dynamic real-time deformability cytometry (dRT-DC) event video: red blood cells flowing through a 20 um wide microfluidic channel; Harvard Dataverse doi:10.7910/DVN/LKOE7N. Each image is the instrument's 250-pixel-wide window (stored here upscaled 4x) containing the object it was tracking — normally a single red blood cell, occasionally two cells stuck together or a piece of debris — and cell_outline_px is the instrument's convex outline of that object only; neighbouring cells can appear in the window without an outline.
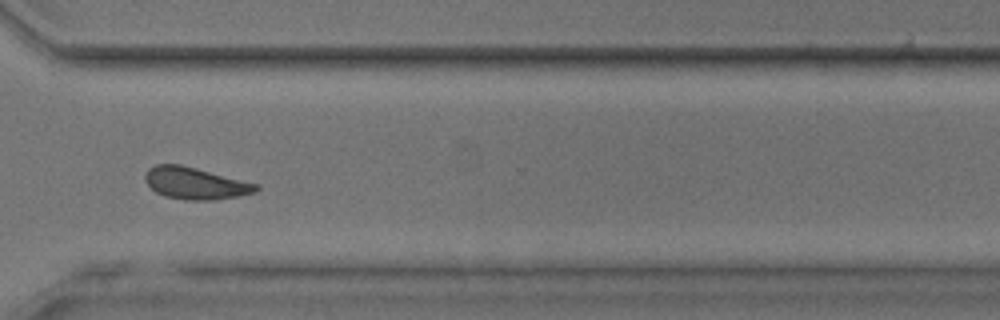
{"species": "common noctule bat (a hibernating species)", "species_latin": "Nyctalus noctula", "temperature_condition": "room temperature", "stored_images_in_passage": 38, "camera_frame_rate_fps": 3000, "um_per_image_px": 0.085, "animal": {"sex": "male", "body_mass_g": 17.9, "forearm_length_mm": 54.2}, "frame": {"image": 1, "passage_image": 27, "time_ms": 8.667, "image_size_px": [1000, 320], "cell_outline_px": [[260, 188], [256, 192], [216, 200], [184, 200], [164, 196], [156, 192], [144, 180], [144, 176], [148, 168], [156, 164], [180, 164], [260, 184]], "centroid_in_image_um": [16.61, 15.58], "position_along_channel_um": 354.0, "area_um2": 20.75}}
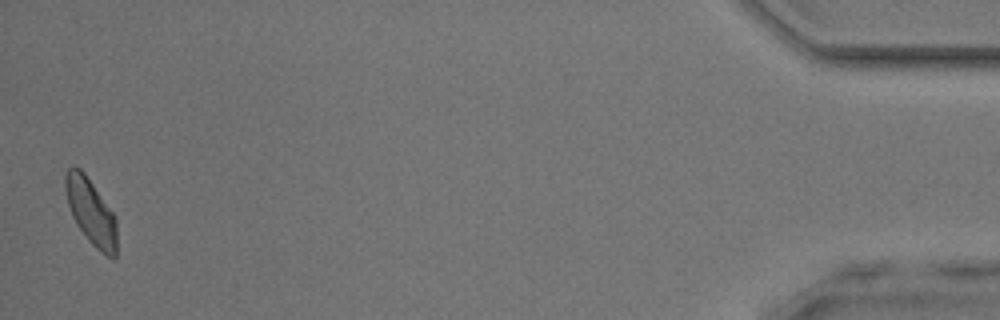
{"frame": {"image": 2, "passage_image": 38, "time_ms": 12.333, "image_size_px": [1000, 320], "cell_outline_px": [[116, 256], [112, 260], [100, 252], [88, 240], [76, 224], [72, 216], [68, 204], [64, 188], [64, 176], [68, 168], [72, 164], [80, 168], [84, 172], [116, 216]], "centroid_in_image_um": [7.72, 17.99], "position_along_channel_um": 427.5, "area_um2": 20.06}}